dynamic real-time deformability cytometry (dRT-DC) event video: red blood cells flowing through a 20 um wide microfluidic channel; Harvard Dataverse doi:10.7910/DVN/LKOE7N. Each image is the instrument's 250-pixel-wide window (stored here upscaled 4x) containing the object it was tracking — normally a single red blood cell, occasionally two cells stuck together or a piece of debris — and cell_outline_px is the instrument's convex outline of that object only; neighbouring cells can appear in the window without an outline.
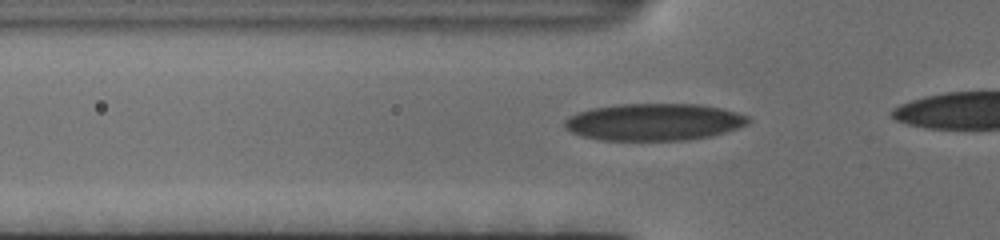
{"species": "human", "species_latin": "Homo sapiens", "temperature_condition": "cold", "stored_images_in_passage": 66, "camera_frame_rate_fps": 3000, "um_per_image_px": 0.085, "donor": {"sex": "female"}, "frame": {"image": 1, "passage_image": 7, "time_ms": 2.0, "image_size_px": [1000, 240], "cell_outline_px": [[752, 120], [748, 124], [712, 136], [688, 140], [600, 140], [584, 136], [572, 132], [564, 128], [564, 120], [568, 116], [592, 108], [620, 104], [700, 104], [720, 108], [736, 112], [748, 116]], "centroid_in_image_um": [55.6, 10.37], "position_along_channel_um": 70.2, "area_um2": 39.65}}
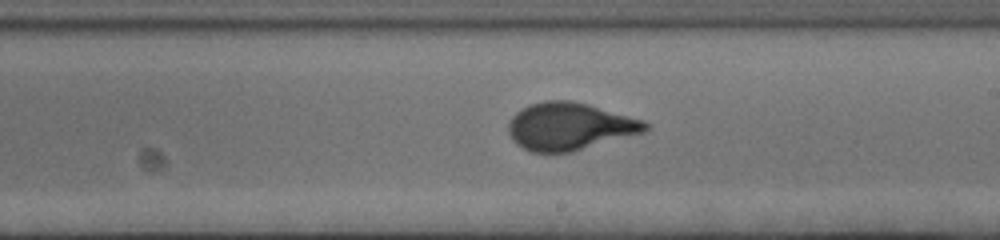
{"frame": {"image": 2, "passage_image": 38, "time_ms": 12.333, "image_size_px": [1000, 240], "cell_outline_px": [[652, 124], [648, 132], [572, 152], [532, 152], [516, 144], [512, 140], [508, 132], [508, 124], [512, 116], [516, 112], [528, 104], [544, 100], [572, 100], [588, 104], [644, 120]], "centroid_in_image_um": [48.47, 10.74], "position_along_channel_um": 240.5, "area_um2": 38.44}}
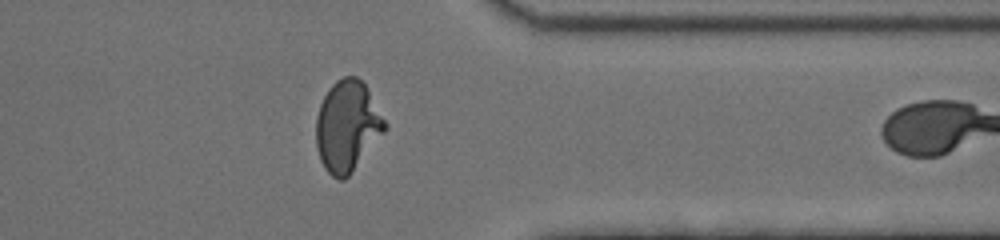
{"frame": {"image": 3, "passage_image": 65, "time_ms": 21.333, "image_size_px": [1000, 240], "cell_outline_px": [[388, 128], [352, 172], [344, 180], [340, 180], [332, 176], [324, 168], [320, 160], [316, 148], [316, 116], [320, 104], [328, 88], [336, 80], [344, 76], [356, 76], [368, 88], [388, 124]], "centroid_in_image_um": [29.52, 10.72], "position_along_channel_um": 381.9, "area_um2": 36.7}}